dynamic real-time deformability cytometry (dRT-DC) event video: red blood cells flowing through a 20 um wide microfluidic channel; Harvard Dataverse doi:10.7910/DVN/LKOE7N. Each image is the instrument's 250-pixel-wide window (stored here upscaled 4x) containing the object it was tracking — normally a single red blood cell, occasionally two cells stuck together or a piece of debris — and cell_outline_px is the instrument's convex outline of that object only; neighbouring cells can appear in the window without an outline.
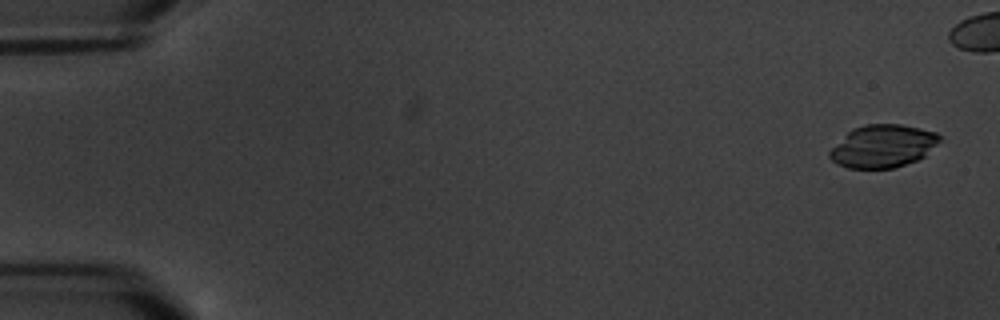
{"species": "common noctule bat (a hibernating species)", "species_latin": "Nyctalus noctula", "temperature_condition": "warm", "stored_images_in_passage": 8, "camera_frame_rate_fps": 3000, "um_per_image_px": 0.085, "animal": {"sex": "male", "body_mass_g": 20.1, "forearm_length_mm": 53.5}, "frame": {"image": 1, "passage_image": 1, "time_ms": 0.0, "image_size_px": [1000, 320], "cell_outline_px": [[940, 140], [924, 156], [916, 160], [892, 168], [848, 168], [836, 164], [828, 156], [828, 152], [852, 128], [864, 124], [900, 124], [920, 128], [936, 132], [940, 136]], "centroid_in_image_um": [75.02, 12.41], "position_along_channel_um": 10.0, "area_um2": 27.17}}